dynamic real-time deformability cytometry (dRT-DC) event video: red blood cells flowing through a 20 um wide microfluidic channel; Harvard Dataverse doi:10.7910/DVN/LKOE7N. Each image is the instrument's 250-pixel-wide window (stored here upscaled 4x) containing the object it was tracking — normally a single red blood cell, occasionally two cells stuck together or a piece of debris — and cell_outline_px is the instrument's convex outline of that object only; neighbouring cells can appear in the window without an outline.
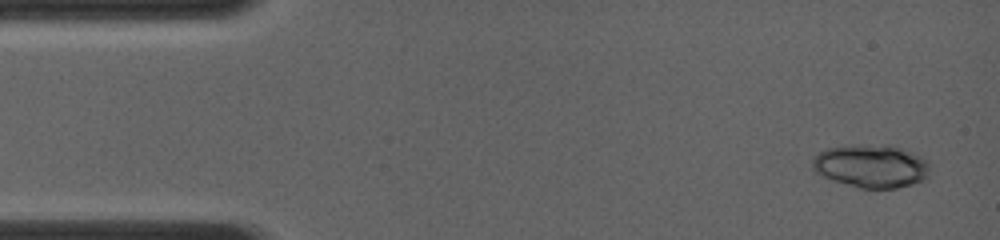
{"species": "common noctule bat (a hibernating species)", "species_latin": "Nyctalus noctula", "temperature_condition": "room temperature", "stored_images_in_passage": 5, "camera_frame_rate_fps": 4000, "um_per_image_px": 0.085, "animal": {"sex": "female", "body_mass_g": 19.0, "forearm_length_mm": 56.7}, "frame": {"image": 1, "passage_image": 1, "time_ms": 0.0, "image_size_px": [1000, 240], "cell_outline_px": [[928, 176], [924, 180], [912, 184], [896, 188], [860, 188], [832, 180], [820, 176], [812, 168], [812, 160], [820, 152], [828, 148], [888, 144], [912, 152], [928, 160]], "centroid_in_image_um": [74.07, 14.13], "position_along_channel_um": 10.9, "area_um2": 29.25}}